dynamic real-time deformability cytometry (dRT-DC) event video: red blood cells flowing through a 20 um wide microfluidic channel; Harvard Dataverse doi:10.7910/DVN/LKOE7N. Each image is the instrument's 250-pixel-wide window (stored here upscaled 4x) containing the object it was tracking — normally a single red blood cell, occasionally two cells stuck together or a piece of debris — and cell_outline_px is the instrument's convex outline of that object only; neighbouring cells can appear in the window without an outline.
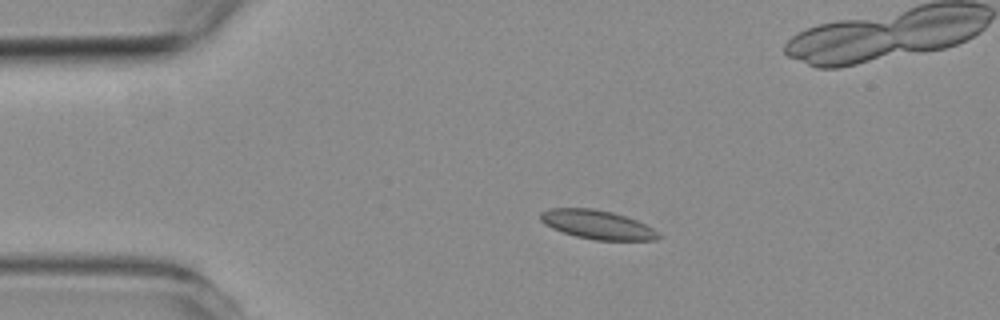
{"species": "common noctule bat (a hibernating species)", "species_latin": "Nyctalus noctula", "temperature_condition": "room temperature", "stored_images_in_passage": 5, "camera_frame_rate_fps": 3000, "um_per_image_px": 0.085, "animal": {"sex": "female", "body_mass_g": 19.3, "forearm_length_mm": 54.1}, "frame": {"image": 1, "passage_image": 3, "time_ms": 2.333, "image_size_px": [1000, 320], "cell_outline_px": [[664, 236], [656, 240], [596, 240], [576, 236], [552, 228], [544, 224], [540, 220], [540, 212], [548, 208], [592, 208], [612, 212], [636, 220], [660, 232]], "centroid_in_image_um": [50.78, 19.09], "position_along_channel_um": 34.2, "area_um2": 19.88}}